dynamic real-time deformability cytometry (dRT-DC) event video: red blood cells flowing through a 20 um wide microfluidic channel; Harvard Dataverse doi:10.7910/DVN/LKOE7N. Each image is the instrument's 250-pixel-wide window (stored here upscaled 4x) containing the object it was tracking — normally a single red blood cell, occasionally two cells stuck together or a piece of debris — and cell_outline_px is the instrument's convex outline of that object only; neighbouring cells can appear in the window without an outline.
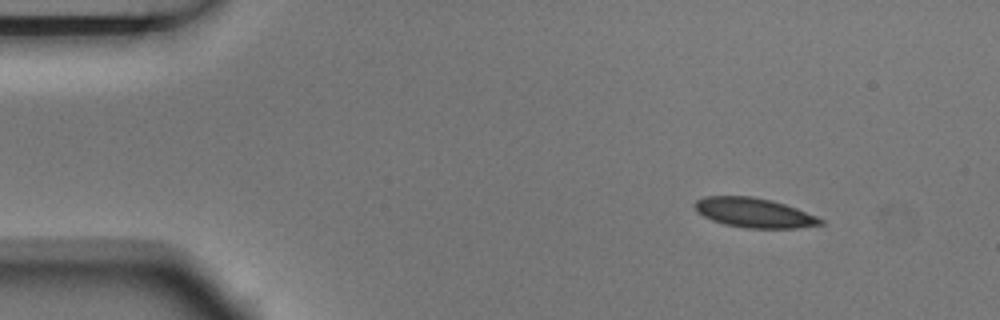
{"species": "Egyptian fruit bat (a non-hibernating species)", "species_latin": "Rousettus aegyptiacus", "temperature_condition": "room temperature", "stored_images_in_passage": 4, "camera_frame_rate_fps": 3000, "um_per_image_px": 0.085, "animal": {"sex": "male"}, "frame": {"image": 1, "passage_image": 1, "time_ms": 0.0, "image_size_px": [1000, 320], "cell_outline_px": [[824, 224], [796, 228], [744, 228], [724, 224], [712, 220], [696, 212], [692, 204], [696, 200], [704, 196], [752, 196], [772, 200], [796, 208], [816, 216], [824, 220]], "centroid_in_image_um": [64.06, 18.08], "position_along_channel_um": 20.9, "area_um2": 21.79}}
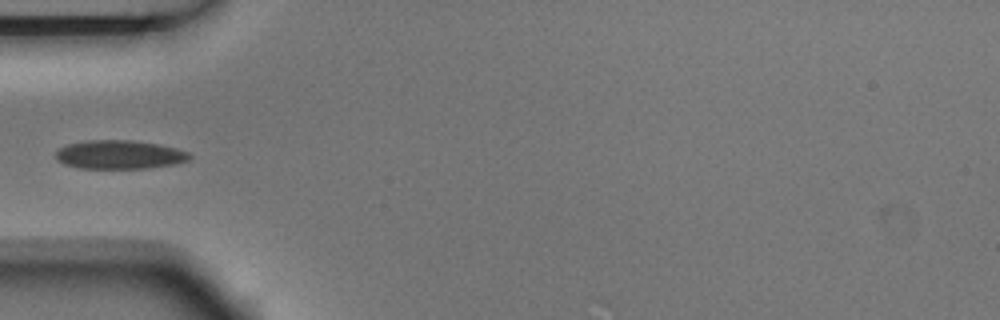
{"frame": {"image": 2, "passage_image": 4, "time_ms": 1.0, "image_size_px": [1000, 320], "cell_outline_px": [[192, 156], [188, 160], [176, 164], [144, 168], [80, 168], [64, 164], [56, 160], [56, 152], [60, 148], [68, 144], [88, 140], [132, 140], [160, 144], [176, 148], [188, 152]], "centroid_in_image_um": [10.16, 13.14], "position_along_channel_um": 74.8, "area_um2": 22.37}}